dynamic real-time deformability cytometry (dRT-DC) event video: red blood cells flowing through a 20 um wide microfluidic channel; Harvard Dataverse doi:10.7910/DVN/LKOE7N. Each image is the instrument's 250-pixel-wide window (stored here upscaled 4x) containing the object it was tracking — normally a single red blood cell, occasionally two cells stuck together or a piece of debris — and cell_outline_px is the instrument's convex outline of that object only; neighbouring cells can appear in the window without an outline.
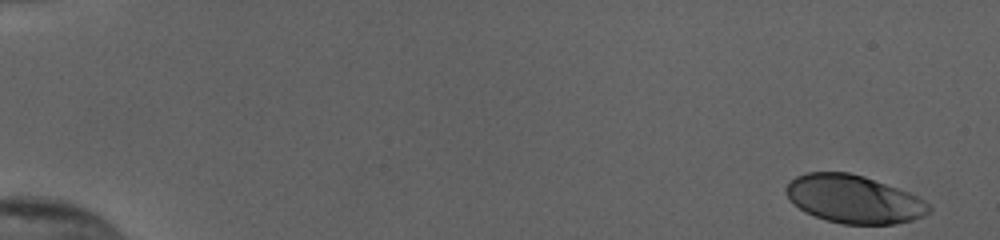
{"species": "human", "species_latin": "Homo sapiens", "temperature_condition": "cold", "stored_images_in_passage": 53, "camera_frame_rate_fps": 3000, "um_per_image_px": 0.085, "donor": {"sex": "female"}, "frame": {"image": 1, "passage_image": 1, "time_ms": 0.0, "image_size_px": [1000, 240], "cell_outline_px": [[932, 208], [924, 216], [912, 220], [892, 224], [844, 224], [828, 220], [804, 212], [784, 192], [784, 188], [796, 176], [808, 172], [848, 172], [864, 176], [908, 192], [916, 196], [928, 204]], "centroid_in_image_um": [72.56, 16.92], "position_along_channel_um": 12.4, "area_um2": 39.54}}
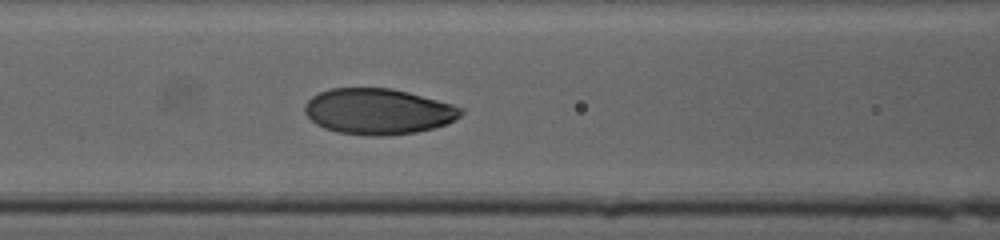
{"frame": {"image": 2, "passage_image": 24, "time_ms": 7.667, "image_size_px": [1000, 240], "cell_outline_px": [[464, 112], [460, 116], [444, 124], [432, 128], [416, 132], [384, 136], [372, 136], [336, 132], [324, 128], [316, 124], [304, 112], [304, 108], [308, 100], [312, 96], [320, 92], [332, 88], [392, 88], [408, 92], [452, 104], [464, 108]], "centroid_in_image_um": [32.13, 9.47], "position_along_channel_um": 134.5, "area_um2": 41.56}}
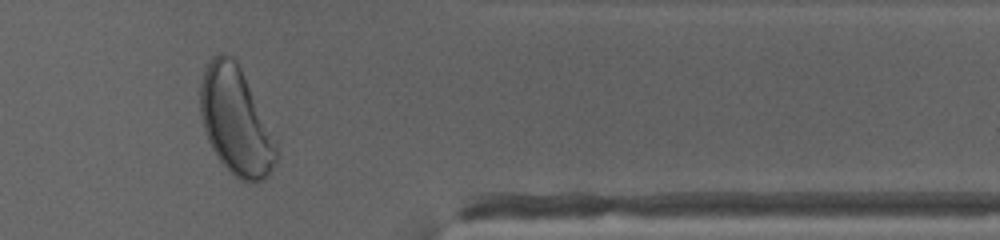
{"frame": {"image": 3, "passage_image": 45, "time_ms": 14.667, "image_size_px": [1000, 240], "cell_outline_px": [[276, 160], [268, 176], [264, 180], [252, 184], [240, 180], [216, 156], [208, 140], [200, 116], [200, 84], [204, 72], [212, 56], [216, 52], [224, 52], [232, 56], [236, 60], [276, 140]], "centroid_in_image_um": [20.02, 10.29], "position_along_channel_um": 391.4, "area_um2": 47.28}, "authors_computed_cell_mechanics": {"area_um2": 41.5582, "velocity_mm_per_s": 3.829, "shape_relaxation_time_tau1_ms": 2.0562, "shape_relaxation_time_tau2_ms": null, "deformation_change_tau1": 0.1468, "deformation_change_tau2": null}}